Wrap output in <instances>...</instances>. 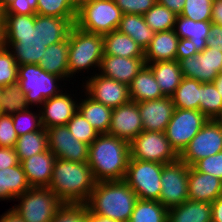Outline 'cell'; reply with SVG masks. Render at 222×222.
I'll return each instance as SVG.
<instances>
[{"instance_id":"obj_37","label":"cell","mask_w":222,"mask_h":222,"mask_svg":"<svg viewBox=\"0 0 222 222\" xmlns=\"http://www.w3.org/2000/svg\"><path fill=\"white\" fill-rule=\"evenodd\" d=\"M199 111L209 120L222 119V97L213 82L200 85Z\"/></svg>"},{"instance_id":"obj_53","label":"cell","mask_w":222,"mask_h":222,"mask_svg":"<svg viewBox=\"0 0 222 222\" xmlns=\"http://www.w3.org/2000/svg\"><path fill=\"white\" fill-rule=\"evenodd\" d=\"M186 0H157V3L164 5L176 15H180Z\"/></svg>"},{"instance_id":"obj_46","label":"cell","mask_w":222,"mask_h":222,"mask_svg":"<svg viewBox=\"0 0 222 222\" xmlns=\"http://www.w3.org/2000/svg\"><path fill=\"white\" fill-rule=\"evenodd\" d=\"M17 139L12 116L0 114V147L15 148Z\"/></svg>"},{"instance_id":"obj_24","label":"cell","mask_w":222,"mask_h":222,"mask_svg":"<svg viewBox=\"0 0 222 222\" xmlns=\"http://www.w3.org/2000/svg\"><path fill=\"white\" fill-rule=\"evenodd\" d=\"M129 97L133 102L156 100L165 97L162 94L151 68L145 64L128 85Z\"/></svg>"},{"instance_id":"obj_5","label":"cell","mask_w":222,"mask_h":222,"mask_svg":"<svg viewBox=\"0 0 222 222\" xmlns=\"http://www.w3.org/2000/svg\"><path fill=\"white\" fill-rule=\"evenodd\" d=\"M104 55L103 35L86 32L73 25L68 34V70L70 78L82 70L100 68Z\"/></svg>"},{"instance_id":"obj_3","label":"cell","mask_w":222,"mask_h":222,"mask_svg":"<svg viewBox=\"0 0 222 222\" xmlns=\"http://www.w3.org/2000/svg\"><path fill=\"white\" fill-rule=\"evenodd\" d=\"M96 181L87 162L56 158L48 188L63 202L85 204Z\"/></svg>"},{"instance_id":"obj_61","label":"cell","mask_w":222,"mask_h":222,"mask_svg":"<svg viewBox=\"0 0 222 222\" xmlns=\"http://www.w3.org/2000/svg\"><path fill=\"white\" fill-rule=\"evenodd\" d=\"M76 5L78 6L79 4L85 2V1H88V0H74Z\"/></svg>"},{"instance_id":"obj_29","label":"cell","mask_w":222,"mask_h":222,"mask_svg":"<svg viewBox=\"0 0 222 222\" xmlns=\"http://www.w3.org/2000/svg\"><path fill=\"white\" fill-rule=\"evenodd\" d=\"M211 21H193L177 15L174 32L179 38L191 39L198 53L207 47Z\"/></svg>"},{"instance_id":"obj_52","label":"cell","mask_w":222,"mask_h":222,"mask_svg":"<svg viewBox=\"0 0 222 222\" xmlns=\"http://www.w3.org/2000/svg\"><path fill=\"white\" fill-rule=\"evenodd\" d=\"M19 163L15 148L0 147V170Z\"/></svg>"},{"instance_id":"obj_28","label":"cell","mask_w":222,"mask_h":222,"mask_svg":"<svg viewBox=\"0 0 222 222\" xmlns=\"http://www.w3.org/2000/svg\"><path fill=\"white\" fill-rule=\"evenodd\" d=\"M104 55L144 58V50L128 35L114 30L103 35Z\"/></svg>"},{"instance_id":"obj_40","label":"cell","mask_w":222,"mask_h":222,"mask_svg":"<svg viewBox=\"0 0 222 222\" xmlns=\"http://www.w3.org/2000/svg\"><path fill=\"white\" fill-rule=\"evenodd\" d=\"M143 16L146 24L154 32L173 30L177 18L174 12L159 3H156Z\"/></svg>"},{"instance_id":"obj_33","label":"cell","mask_w":222,"mask_h":222,"mask_svg":"<svg viewBox=\"0 0 222 222\" xmlns=\"http://www.w3.org/2000/svg\"><path fill=\"white\" fill-rule=\"evenodd\" d=\"M73 24L66 18L40 15V37L45 46L64 41Z\"/></svg>"},{"instance_id":"obj_62","label":"cell","mask_w":222,"mask_h":222,"mask_svg":"<svg viewBox=\"0 0 222 222\" xmlns=\"http://www.w3.org/2000/svg\"><path fill=\"white\" fill-rule=\"evenodd\" d=\"M1 95H2V87L0 86V101H1ZM0 108H1V102H0ZM1 114V111H0Z\"/></svg>"},{"instance_id":"obj_18","label":"cell","mask_w":222,"mask_h":222,"mask_svg":"<svg viewBox=\"0 0 222 222\" xmlns=\"http://www.w3.org/2000/svg\"><path fill=\"white\" fill-rule=\"evenodd\" d=\"M70 94L63 93L46 99L41 104L40 116L43 128L67 125L78 111V103Z\"/></svg>"},{"instance_id":"obj_22","label":"cell","mask_w":222,"mask_h":222,"mask_svg":"<svg viewBox=\"0 0 222 222\" xmlns=\"http://www.w3.org/2000/svg\"><path fill=\"white\" fill-rule=\"evenodd\" d=\"M55 161L56 157L49 149L23 160L21 165L29 185L31 187H48Z\"/></svg>"},{"instance_id":"obj_38","label":"cell","mask_w":222,"mask_h":222,"mask_svg":"<svg viewBox=\"0 0 222 222\" xmlns=\"http://www.w3.org/2000/svg\"><path fill=\"white\" fill-rule=\"evenodd\" d=\"M36 14L66 18L74 25L77 5L74 0H37Z\"/></svg>"},{"instance_id":"obj_15","label":"cell","mask_w":222,"mask_h":222,"mask_svg":"<svg viewBox=\"0 0 222 222\" xmlns=\"http://www.w3.org/2000/svg\"><path fill=\"white\" fill-rule=\"evenodd\" d=\"M83 84L85 93L95 101L109 106L118 107L130 101L128 85L114 79L104 77L101 74L90 76Z\"/></svg>"},{"instance_id":"obj_20","label":"cell","mask_w":222,"mask_h":222,"mask_svg":"<svg viewBox=\"0 0 222 222\" xmlns=\"http://www.w3.org/2000/svg\"><path fill=\"white\" fill-rule=\"evenodd\" d=\"M145 64L144 58L103 55L99 74L129 85Z\"/></svg>"},{"instance_id":"obj_54","label":"cell","mask_w":222,"mask_h":222,"mask_svg":"<svg viewBox=\"0 0 222 222\" xmlns=\"http://www.w3.org/2000/svg\"><path fill=\"white\" fill-rule=\"evenodd\" d=\"M211 221L222 222V196L211 203Z\"/></svg>"},{"instance_id":"obj_13","label":"cell","mask_w":222,"mask_h":222,"mask_svg":"<svg viewBox=\"0 0 222 222\" xmlns=\"http://www.w3.org/2000/svg\"><path fill=\"white\" fill-rule=\"evenodd\" d=\"M222 151V121L208 120L179 155L188 166Z\"/></svg>"},{"instance_id":"obj_36","label":"cell","mask_w":222,"mask_h":222,"mask_svg":"<svg viewBox=\"0 0 222 222\" xmlns=\"http://www.w3.org/2000/svg\"><path fill=\"white\" fill-rule=\"evenodd\" d=\"M128 222H168V209L157 200L138 199Z\"/></svg>"},{"instance_id":"obj_51","label":"cell","mask_w":222,"mask_h":222,"mask_svg":"<svg viewBox=\"0 0 222 222\" xmlns=\"http://www.w3.org/2000/svg\"><path fill=\"white\" fill-rule=\"evenodd\" d=\"M206 43L207 47L222 52V26L211 23L209 37Z\"/></svg>"},{"instance_id":"obj_32","label":"cell","mask_w":222,"mask_h":222,"mask_svg":"<svg viewBox=\"0 0 222 222\" xmlns=\"http://www.w3.org/2000/svg\"><path fill=\"white\" fill-rule=\"evenodd\" d=\"M130 36L143 50H145L155 32L146 24L143 15L123 14L118 29Z\"/></svg>"},{"instance_id":"obj_48","label":"cell","mask_w":222,"mask_h":222,"mask_svg":"<svg viewBox=\"0 0 222 222\" xmlns=\"http://www.w3.org/2000/svg\"><path fill=\"white\" fill-rule=\"evenodd\" d=\"M123 14L144 15L157 0H114Z\"/></svg>"},{"instance_id":"obj_27","label":"cell","mask_w":222,"mask_h":222,"mask_svg":"<svg viewBox=\"0 0 222 222\" xmlns=\"http://www.w3.org/2000/svg\"><path fill=\"white\" fill-rule=\"evenodd\" d=\"M30 188L20 162L0 170V200L16 199Z\"/></svg>"},{"instance_id":"obj_41","label":"cell","mask_w":222,"mask_h":222,"mask_svg":"<svg viewBox=\"0 0 222 222\" xmlns=\"http://www.w3.org/2000/svg\"><path fill=\"white\" fill-rule=\"evenodd\" d=\"M66 126L78 141L89 146L99 136L98 131L92 127L79 111L73 115Z\"/></svg>"},{"instance_id":"obj_17","label":"cell","mask_w":222,"mask_h":222,"mask_svg":"<svg viewBox=\"0 0 222 222\" xmlns=\"http://www.w3.org/2000/svg\"><path fill=\"white\" fill-rule=\"evenodd\" d=\"M143 131L142 120L137 102L113 108L108 134L130 143Z\"/></svg>"},{"instance_id":"obj_56","label":"cell","mask_w":222,"mask_h":222,"mask_svg":"<svg viewBox=\"0 0 222 222\" xmlns=\"http://www.w3.org/2000/svg\"><path fill=\"white\" fill-rule=\"evenodd\" d=\"M0 222H25L13 209L0 216Z\"/></svg>"},{"instance_id":"obj_31","label":"cell","mask_w":222,"mask_h":222,"mask_svg":"<svg viewBox=\"0 0 222 222\" xmlns=\"http://www.w3.org/2000/svg\"><path fill=\"white\" fill-rule=\"evenodd\" d=\"M86 98L78 102V111L99 134L108 133L113 108L105 106L86 93Z\"/></svg>"},{"instance_id":"obj_44","label":"cell","mask_w":222,"mask_h":222,"mask_svg":"<svg viewBox=\"0 0 222 222\" xmlns=\"http://www.w3.org/2000/svg\"><path fill=\"white\" fill-rule=\"evenodd\" d=\"M88 218L86 204L63 203L51 222H88Z\"/></svg>"},{"instance_id":"obj_1","label":"cell","mask_w":222,"mask_h":222,"mask_svg":"<svg viewBox=\"0 0 222 222\" xmlns=\"http://www.w3.org/2000/svg\"><path fill=\"white\" fill-rule=\"evenodd\" d=\"M2 19L3 46L11 48L18 66L38 65L47 48L40 37V15L2 14Z\"/></svg>"},{"instance_id":"obj_45","label":"cell","mask_w":222,"mask_h":222,"mask_svg":"<svg viewBox=\"0 0 222 222\" xmlns=\"http://www.w3.org/2000/svg\"><path fill=\"white\" fill-rule=\"evenodd\" d=\"M18 64L9 48L0 47V86L4 87L17 82Z\"/></svg>"},{"instance_id":"obj_10","label":"cell","mask_w":222,"mask_h":222,"mask_svg":"<svg viewBox=\"0 0 222 222\" xmlns=\"http://www.w3.org/2000/svg\"><path fill=\"white\" fill-rule=\"evenodd\" d=\"M130 159L169 164L179 159L165 132L142 131L130 142Z\"/></svg>"},{"instance_id":"obj_58","label":"cell","mask_w":222,"mask_h":222,"mask_svg":"<svg viewBox=\"0 0 222 222\" xmlns=\"http://www.w3.org/2000/svg\"><path fill=\"white\" fill-rule=\"evenodd\" d=\"M213 84L215 85L217 91L219 92L220 96L222 97V75L219 74L214 80Z\"/></svg>"},{"instance_id":"obj_59","label":"cell","mask_w":222,"mask_h":222,"mask_svg":"<svg viewBox=\"0 0 222 222\" xmlns=\"http://www.w3.org/2000/svg\"><path fill=\"white\" fill-rule=\"evenodd\" d=\"M3 46V19L0 17V47Z\"/></svg>"},{"instance_id":"obj_23","label":"cell","mask_w":222,"mask_h":222,"mask_svg":"<svg viewBox=\"0 0 222 222\" xmlns=\"http://www.w3.org/2000/svg\"><path fill=\"white\" fill-rule=\"evenodd\" d=\"M179 37L174 30L155 32L154 37L144 50L145 63L176 60Z\"/></svg>"},{"instance_id":"obj_16","label":"cell","mask_w":222,"mask_h":222,"mask_svg":"<svg viewBox=\"0 0 222 222\" xmlns=\"http://www.w3.org/2000/svg\"><path fill=\"white\" fill-rule=\"evenodd\" d=\"M48 149L56 158L87 162L89 145L78 141L66 125L47 128Z\"/></svg>"},{"instance_id":"obj_9","label":"cell","mask_w":222,"mask_h":222,"mask_svg":"<svg viewBox=\"0 0 222 222\" xmlns=\"http://www.w3.org/2000/svg\"><path fill=\"white\" fill-rule=\"evenodd\" d=\"M162 169V163L129 159L124 181L138 199L159 201Z\"/></svg>"},{"instance_id":"obj_39","label":"cell","mask_w":222,"mask_h":222,"mask_svg":"<svg viewBox=\"0 0 222 222\" xmlns=\"http://www.w3.org/2000/svg\"><path fill=\"white\" fill-rule=\"evenodd\" d=\"M1 114L14 115L19 111L29 109L25 93L18 82L2 87Z\"/></svg>"},{"instance_id":"obj_30","label":"cell","mask_w":222,"mask_h":222,"mask_svg":"<svg viewBox=\"0 0 222 222\" xmlns=\"http://www.w3.org/2000/svg\"><path fill=\"white\" fill-rule=\"evenodd\" d=\"M211 203L188 199L168 209V222H212Z\"/></svg>"},{"instance_id":"obj_7","label":"cell","mask_w":222,"mask_h":222,"mask_svg":"<svg viewBox=\"0 0 222 222\" xmlns=\"http://www.w3.org/2000/svg\"><path fill=\"white\" fill-rule=\"evenodd\" d=\"M63 78L49 74L37 64L18 66L17 82L25 93L29 105L42 104L46 99L60 94L57 82Z\"/></svg>"},{"instance_id":"obj_19","label":"cell","mask_w":222,"mask_h":222,"mask_svg":"<svg viewBox=\"0 0 222 222\" xmlns=\"http://www.w3.org/2000/svg\"><path fill=\"white\" fill-rule=\"evenodd\" d=\"M143 131L165 132L175 106L171 97L138 102Z\"/></svg>"},{"instance_id":"obj_35","label":"cell","mask_w":222,"mask_h":222,"mask_svg":"<svg viewBox=\"0 0 222 222\" xmlns=\"http://www.w3.org/2000/svg\"><path fill=\"white\" fill-rule=\"evenodd\" d=\"M201 84L202 82L195 79L183 77L180 85L171 96L175 108L199 110Z\"/></svg>"},{"instance_id":"obj_50","label":"cell","mask_w":222,"mask_h":222,"mask_svg":"<svg viewBox=\"0 0 222 222\" xmlns=\"http://www.w3.org/2000/svg\"><path fill=\"white\" fill-rule=\"evenodd\" d=\"M198 52L191 39L179 38L176 51V60L179 62L181 59L194 56Z\"/></svg>"},{"instance_id":"obj_57","label":"cell","mask_w":222,"mask_h":222,"mask_svg":"<svg viewBox=\"0 0 222 222\" xmlns=\"http://www.w3.org/2000/svg\"><path fill=\"white\" fill-rule=\"evenodd\" d=\"M88 222H119V221L89 213Z\"/></svg>"},{"instance_id":"obj_55","label":"cell","mask_w":222,"mask_h":222,"mask_svg":"<svg viewBox=\"0 0 222 222\" xmlns=\"http://www.w3.org/2000/svg\"><path fill=\"white\" fill-rule=\"evenodd\" d=\"M211 23L222 26V0H213Z\"/></svg>"},{"instance_id":"obj_42","label":"cell","mask_w":222,"mask_h":222,"mask_svg":"<svg viewBox=\"0 0 222 222\" xmlns=\"http://www.w3.org/2000/svg\"><path fill=\"white\" fill-rule=\"evenodd\" d=\"M14 129L19 136L26 133L38 131L43 129L40 110L39 113H32L29 109L19 111L12 115Z\"/></svg>"},{"instance_id":"obj_14","label":"cell","mask_w":222,"mask_h":222,"mask_svg":"<svg viewBox=\"0 0 222 222\" xmlns=\"http://www.w3.org/2000/svg\"><path fill=\"white\" fill-rule=\"evenodd\" d=\"M179 64L184 77L202 83L213 82L220 73L222 52L206 47L194 56L181 59Z\"/></svg>"},{"instance_id":"obj_63","label":"cell","mask_w":222,"mask_h":222,"mask_svg":"<svg viewBox=\"0 0 222 222\" xmlns=\"http://www.w3.org/2000/svg\"><path fill=\"white\" fill-rule=\"evenodd\" d=\"M2 14H3V10L0 7V17H2Z\"/></svg>"},{"instance_id":"obj_60","label":"cell","mask_w":222,"mask_h":222,"mask_svg":"<svg viewBox=\"0 0 222 222\" xmlns=\"http://www.w3.org/2000/svg\"><path fill=\"white\" fill-rule=\"evenodd\" d=\"M13 0H0V7L3 10Z\"/></svg>"},{"instance_id":"obj_2","label":"cell","mask_w":222,"mask_h":222,"mask_svg":"<svg viewBox=\"0 0 222 222\" xmlns=\"http://www.w3.org/2000/svg\"><path fill=\"white\" fill-rule=\"evenodd\" d=\"M130 159V143L103 133L91 143L88 165L96 182L124 180Z\"/></svg>"},{"instance_id":"obj_47","label":"cell","mask_w":222,"mask_h":222,"mask_svg":"<svg viewBox=\"0 0 222 222\" xmlns=\"http://www.w3.org/2000/svg\"><path fill=\"white\" fill-rule=\"evenodd\" d=\"M198 172H204L222 180V151L197 161L192 166Z\"/></svg>"},{"instance_id":"obj_8","label":"cell","mask_w":222,"mask_h":222,"mask_svg":"<svg viewBox=\"0 0 222 222\" xmlns=\"http://www.w3.org/2000/svg\"><path fill=\"white\" fill-rule=\"evenodd\" d=\"M13 209L25 222H51L63 202L48 187H31Z\"/></svg>"},{"instance_id":"obj_49","label":"cell","mask_w":222,"mask_h":222,"mask_svg":"<svg viewBox=\"0 0 222 222\" xmlns=\"http://www.w3.org/2000/svg\"><path fill=\"white\" fill-rule=\"evenodd\" d=\"M37 0H13L4 9L3 14H36Z\"/></svg>"},{"instance_id":"obj_25","label":"cell","mask_w":222,"mask_h":222,"mask_svg":"<svg viewBox=\"0 0 222 222\" xmlns=\"http://www.w3.org/2000/svg\"><path fill=\"white\" fill-rule=\"evenodd\" d=\"M38 65L49 74L67 80L70 78L68 70V37L59 43L49 45Z\"/></svg>"},{"instance_id":"obj_12","label":"cell","mask_w":222,"mask_h":222,"mask_svg":"<svg viewBox=\"0 0 222 222\" xmlns=\"http://www.w3.org/2000/svg\"><path fill=\"white\" fill-rule=\"evenodd\" d=\"M188 172L189 166L180 159L163 164L159 202L165 208L178 206L189 199Z\"/></svg>"},{"instance_id":"obj_34","label":"cell","mask_w":222,"mask_h":222,"mask_svg":"<svg viewBox=\"0 0 222 222\" xmlns=\"http://www.w3.org/2000/svg\"><path fill=\"white\" fill-rule=\"evenodd\" d=\"M47 149L48 134L45 128L19 136L15 146V151L20 163L33 155L46 151Z\"/></svg>"},{"instance_id":"obj_64","label":"cell","mask_w":222,"mask_h":222,"mask_svg":"<svg viewBox=\"0 0 222 222\" xmlns=\"http://www.w3.org/2000/svg\"><path fill=\"white\" fill-rule=\"evenodd\" d=\"M219 74H221L222 75V65H221V68H220V73Z\"/></svg>"},{"instance_id":"obj_11","label":"cell","mask_w":222,"mask_h":222,"mask_svg":"<svg viewBox=\"0 0 222 222\" xmlns=\"http://www.w3.org/2000/svg\"><path fill=\"white\" fill-rule=\"evenodd\" d=\"M209 119L199 110L175 108L165 130L172 148L180 155Z\"/></svg>"},{"instance_id":"obj_26","label":"cell","mask_w":222,"mask_h":222,"mask_svg":"<svg viewBox=\"0 0 222 222\" xmlns=\"http://www.w3.org/2000/svg\"><path fill=\"white\" fill-rule=\"evenodd\" d=\"M165 97H171L180 85L183 74L177 60L159 61L147 64Z\"/></svg>"},{"instance_id":"obj_43","label":"cell","mask_w":222,"mask_h":222,"mask_svg":"<svg viewBox=\"0 0 222 222\" xmlns=\"http://www.w3.org/2000/svg\"><path fill=\"white\" fill-rule=\"evenodd\" d=\"M213 0H186L180 14L193 21H211Z\"/></svg>"},{"instance_id":"obj_4","label":"cell","mask_w":222,"mask_h":222,"mask_svg":"<svg viewBox=\"0 0 222 222\" xmlns=\"http://www.w3.org/2000/svg\"><path fill=\"white\" fill-rule=\"evenodd\" d=\"M138 197L124 180L96 182L85 203L90 214L128 222Z\"/></svg>"},{"instance_id":"obj_6","label":"cell","mask_w":222,"mask_h":222,"mask_svg":"<svg viewBox=\"0 0 222 222\" xmlns=\"http://www.w3.org/2000/svg\"><path fill=\"white\" fill-rule=\"evenodd\" d=\"M122 16L114 0H88L77 6L74 25L86 32L105 35L118 29Z\"/></svg>"},{"instance_id":"obj_21","label":"cell","mask_w":222,"mask_h":222,"mask_svg":"<svg viewBox=\"0 0 222 222\" xmlns=\"http://www.w3.org/2000/svg\"><path fill=\"white\" fill-rule=\"evenodd\" d=\"M222 196V180L211 174L196 171L189 166L188 198L193 201L212 203Z\"/></svg>"}]
</instances>
